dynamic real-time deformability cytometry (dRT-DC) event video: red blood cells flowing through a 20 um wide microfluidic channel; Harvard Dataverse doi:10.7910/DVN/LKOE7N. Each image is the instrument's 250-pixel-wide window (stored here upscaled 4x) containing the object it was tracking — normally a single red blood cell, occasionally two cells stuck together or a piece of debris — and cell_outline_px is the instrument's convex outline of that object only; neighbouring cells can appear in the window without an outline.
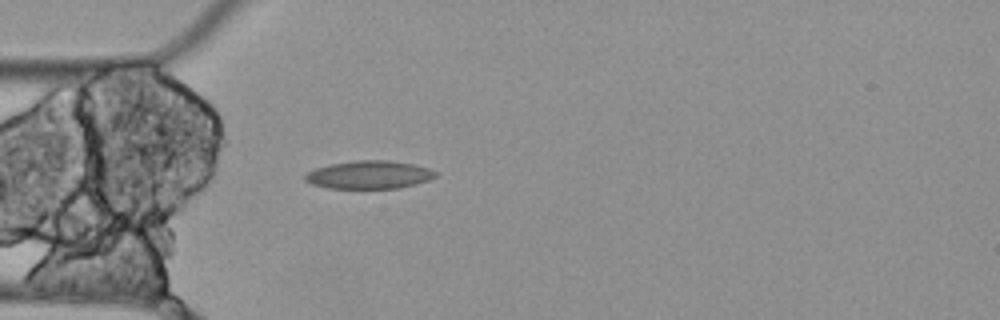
{"species": "Egyptian fruit bat (a non-hibernating species)", "species_latin": "Rousettus aegyptiacus", "temperature_condition": "cold", "stored_images_in_passage": 3, "camera_frame_rate_fps": 3000, "um_per_image_px": 0.085, "animal": {"sex": "female"}, "frame": {"image": 1, "passage_image": 3, "time_ms": 0.667, "image_size_px": [1000, 320], "cell_outline_px": [[440, 172], [436, 176], [428, 180], [396, 188], [328, 188], [312, 184], [304, 180], [304, 176], [308, 172], [316, 168], [332, 164], [356, 160], [388, 160], [412, 164], [428, 168]], "centroid_in_image_um": [31.37, 14.85], "position_along_channel_um": 53.6, "area_um2": 21.1}}